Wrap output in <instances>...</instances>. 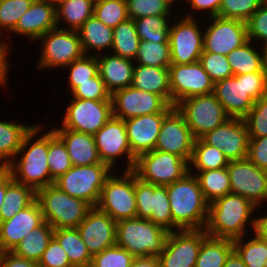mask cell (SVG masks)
I'll list each match as a JSON object with an SVG mask.
<instances>
[{"label": "cell", "instance_id": "6da1fadb", "mask_svg": "<svg viewBox=\"0 0 267 267\" xmlns=\"http://www.w3.org/2000/svg\"><path fill=\"white\" fill-rule=\"evenodd\" d=\"M257 209L241 195L230 193L219 197L208 204V217L204 230L215 238L232 241L242 238L247 236V224H251V231L255 232L256 216L253 215Z\"/></svg>", "mask_w": 267, "mask_h": 267}, {"label": "cell", "instance_id": "7a4b0ae2", "mask_svg": "<svg viewBox=\"0 0 267 267\" xmlns=\"http://www.w3.org/2000/svg\"><path fill=\"white\" fill-rule=\"evenodd\" d=\"M41 124L34 125L24 136L14 160L6 167L16 182L35 191L54 184L55 181L47 163L48 132L37 137L41 133L40 129L42 130Z\"/></svg>", "mask_w": 267, "mask_h": 267}, {"label": "cell", "instance_id": "3957f363", "mask_svg": "<svg viewBox=\"0 0 267 267\" xmlns=\"http://www.w3.org/2000/svg\"><path fill=\"white\" fill-rule=\"evenodd\" d=\"M165 186L172 214V232L204 229L209 203L204 199L195 174L189 171L176 182Z\"/></svg>", "mask_w": 267, "mask_h": 267}, {"label": "cell", "instance_id": "277c9868", "mask_svg": "<svg viewBox=\"0 0 267 267\" xmlns=\"http://www.w3.org/2000/svg\"><path fill=\"white\" fill-rule=\"evenodd\" d=\"M213 94L230 118L243 119L255 101L267 94V72L232 76L214 84Z\"/></svg>", "mask_w": 267, "mask_h": 267}, {"label": "cell", "instance_id": "5b68a950", "mask_svg": "<svg viewBox=\"0 0 267 267\" xmlns=\"http://www.w3.org/2000/svg\"><path fill=\"white\" fill-rule=\"evenodd\" d=\"M168 233L148 219H124L116 225V245L134 257H158L163 251Z\"/></svg>", "mask_w": 267, "mask_h": 267}, {"label": "cell", "instance_id": "8992f818", "mask_svg": "<svg viewBox=\"0 0 267 267\" xmlns=\"http://www.w3.org/2000/svg\"><path fill=\"white\" fill-rule=\"evenodd\" d=\"M44 221L54 229L77 228L92 206L51 184L36 191Z\"/></svg>", "mask_w": 267, "mask_h": 267}, {"label": "cell", "instance_id": "52a82bcc", "mask_svg": "<svg viewBox=\"0 0 267 267\" xmlns=\"http://www.w3.org/2000/svg\"><path fill=\"white\" fill-rule=\"evenodd\" d=\"M96 207L116 222L136 218L134 171L123 170L119 176L112 172L104 182Z\"/></svg>", "mask_w": 267, "mask_h": 267}, {"label": "cell", "instance_id": "ba28073f", "mask_svg": "<svg viewBox=\"0 0 267 267\" xmlns=\"http://www.w3.org/2000/svg\"><path fill=\"white\" fill-rule=\"evenodd\" d=\"M112 172L105 163L72 166L54 181V185L68 195L96 207L104 182Z\"/></svg>", "mask_w": 267, "mask_h": 267}, {"label": "cell", "instance_id": "9c48e42d", "mask_svg": "<svg viewBox=\"0 0 267 267\" xmlns=\"http://www.w3.org/2000/svg\"><path fill=\"white\" fill-rule=\"evenodd\" d=\"M38 41L41 43L37 65L39 70L62 69L85 55L79 34L75 30L56 27L43 34Z\"/></svg>", "mask_w": 267, "mask_h": 267}, {"label": "cell", "instance_id": "30bf717a", "mask_svg": "<svg viewBox=\"0 0 267 267\" xmlns=\"http://www.w3.org/2000/svg\"><path fill=\"white\" fill-rule=\"evenodd\" d=\"M133 171L145 182L165 186L188 173L189 163L176 154L154 149L136 158Z\"/></svg>", "mask_w": 267, "mask_h": 267}, {"label": "cell", "instance_id": "8fae6325", "mask_svg": "<svg viewBox=\"0 0 267 267\" xmlns=\"http://www.w3.org/2000/svg\"><path fill=\"white\" fill-rule=\"evenodd\" d=\"M175 107L196 139L230 118L213 93L186 98Z\"/></svg>", "mask_w": 267, "mask_h": 267}, {"label": "cell", "instance_id": "7c38bea8", "mask_svg": "<svg viewBox=\"0 0 267 267\" xmlns=\"http://www.w3.org/2000/svg\"><path fill=\"white\" fill-rule=\"evenodd\" d=\"M178 14L169 27L171 64H190L199 61L203 52L204 33L191 13ZM187 15V16H186ZM180 16V17H179ZM181 18V19H180Z\"/></svg>", "mask_w": 267, "mask_h": 267}, {"label": "cell", "instance_id": "4fadbf2b", "mask_svg": "<svg viewBox=\"0 0 267 267\" xmlns=\"http://www.w3.org/2000/svg\"><path fill=\"white\" fill-rule=\"evenodd\" d=\"M65 109L61 127L94 135L113 116L112 101L72 98Z\"/></svg>", "mask_w": 267, "mask_h": 267}, {"label": "cell", "instance_id": "5bb4252c", "mask_svg": "<svg viewBox=\"0 0 267 267\" xmlns=\"http://www.w3.org/2000/svg\"><path fill=\"white\" fill-rule=\"evenodd\" d=\"M93 137L102 163L114 169L116 161L126 156L124 170L134 169L136 157L129 146L124 120L112 116Z\"/></svg>", "mask_w": 267, "mask_h": 267}, {"label": "cell", "instance_id": "9a60e30c", "mask_svg": "<svg viewBox=\"0 0 267 267\" xmlns=\"http://www.w3.org/2000/svg\"><path fill=\"white\" fill-rule=\"evenodd\" d=\"M113 116L122 120L154 113H169L175 106L162 96L129 86L111 94Z\"/></svg>", "mask_w": 267, "mask_h": 267}, {"label": "cell", "instance_id": "2e32d148", "mask_svg": "<svg viewBox=\"0 0 267 267\" xmlns=\"http://www.w3.org/2000/svg\"><path fill=\"white\" fill-rule=\"evenodd\" d=\"M136 217L148 219L172 232V214L166 186L154 185L141 180L134 172Z\"/></svg>", "mask_w": 267, "mask_h": 267}, {"label": "cell", "instance_id": "e0dca14e", "mask_svg": "<svg viewBox=\"0 0 267 267\" xmlns=\"http://www.w3.org/2000/svg\"><path fill=\"white\" fill-rule=\"evenodd\" d=\"M204 229H185L169 232L163 251L159 254L160 267H195Z\"/></svg>", "mask_w": 267, "mask_h": 267}, {"label": "cell", "instance_id": "ac0fdd59", "mask_svg": "<svg viewBox=\"0 0 267 267\" xmlns=\"http://www.w3.org/2000/svg\"><path fill=\"white\" fill-rule=\"evenodd\" d=\"M227 169L232 194L245 197L257 208L267 201V171L248 158L229 161Z\"/></svg>", "mask_w": 267, "mask_h": 267}, {"label": "cell", "instance_id": "d6986e66", "mask_svg": "<svg viewBox=\"0 0 267 267\" xmlns=\"http://www.w3.org/2000/svg\"><path fill=\"white\" fill-rule=\"evenodd\" d=\"M171 105L198 95L213 93L214 83L199 61L169 67Z\"/></svg>", "mask_w": 267, "mask_h": 267}, {"label": "cell", "instance_id": "ffe728a7", "mask_svg": "<svg viewBox=\"0 0 267 267\" xmlns=\"http://www.w3.org/2000/svg\"><path fill=\"white\" fill-rule=\"evenodd\" d=\"M204 30L203 52L227 56L248 41L246 22L237 19L210 17Z\"/></svg>", "mask_w": 267, "mask_h": 267}, {"label": "cell", "instance_id": "44dd1931", "mask_svg": "<svg viewBox=\"0 0 267 267\" xmlns=\"http://www.w3.org/2000/svg\"><path fill=\"white\" fill-rule=\"evenodd\" d=\"M200 138L222 150L228 161L243 160L248 156L249 133L244 119L229 118Z\"/></svg>", "mask_w": 267, "mask_h": 267}, {"label": "cell", "instance_id": "7402d4cb", "mask_svg": "<svg viewBox=\"0 0 267 267\" xmlns=\"http://www.w3.org/2000/svg\"><path fill=\"white\" fill-rule=\"evenodd\" d=\"M195 140L183 115L174 107L164 117L154 149L176 154L189 163Z\"/></svg>", "mask_w": 267, "mask_h": 267}, {"label": "cell", "instance_id": "603a6c76", "mask_svg": "<svg viewBox=\"0 0 267 267\" xmlns=\"http://www.w3.org/2000/svg\"><path fill=\"white\" fill-rule=\"evenodd\" d=\"M117 222L97 207H92L77 227L81 239L93 256L116 245Z\"/></svg>", "mask_w": 267, "mask_h": 267}, {"label": "cell", "instance_id": "cb8c5ba5", "mask_svg": "<svg viewBox=\"0 0 267 267\" xmlns=\"http://www.w3.org/2000/svg\"><path fill=\"white\" fill-rule=\"evenodd\" d=\"M44 222L41 207L37 200L12 218L0 222V251L8 252L20 243L30 231Z\"/></svg>", "mask_w": 267, "mask_h": 267}, {"label": "cell", "instance_id": "d4e9b609", "mask_svg": "<svg viewBox=\"0 0 267 267\" xmlns=\"http://www.w3.org/2000/svg\"><path fill=\"white\" fill-rule=\"evenodd\" d=\"M56 27V4L34 0L30 8L20 17L11 36L16 34L37 42L43 34Z\"/></svg>", "mask_w": 267, "mask_h": 267}, {"label": "cell", "instance_id": "484cf974", "mask_svg": "<svg viewBox=\"0 0 267 267\" xmlns=\"http://www.w3.org/2000/svg\"><path fill=\"white\" fill-rule=\"evenodd\" d=\"M167 114L154 113L124 120L129 146L136 158L154 150L161 124Z\"/></svg>", "mask_w": 267, "mask_h": 267}, {"label": "cell", "instance_id": "4316f807", "mask_svg": "<svg viewBox=\"0 0 267 267\" xmlns=\"http://www.w3.org/2000/svg\"><path fill=\"white\" fill-rule=\"evenodd\" d=\"M52 130L65 144L73 166L102 163L93 135L67 128Z\"/></svg>", "mask_w": 267, "mask_h": 267}, {"label": "cell", "instance_id": "83f0119b", "mask_svg": "<svg viewBox=\"0 0 267 267\" xmlns=\"http://www.w3.org/2000/svg\"><path fill=\"white\" fill-rule=\"evenodd\" d=\"M98 73L105 83L107 90L114 91L129 87L133 81V69L135 62L111 53L96 55Z\"/></svg>", "mask_w": 267, "mask_h": 267}, {"label": "cell", "instance_id": "f1b7e54d", "mask_svg": "<svg viewBox=\"0 0 267 267\" xmlns=\"http://www.w3.org/2000/svg\"><path fill=\"white\" fill-rule=\"evenodd\" d=\"M134 88L162 96L171 105L170 78L168 68L135 64L133 69Z\"/></svg>", "mask_w": 267, "mask_h": 267}, {"label": "cell", "instance_id": "f546056e", "mask_svg": "<svg viewBox=\"0 0 267 267\" xmlns=\"http://www.w3.org/2000/svg\"><path fill=\"white\" fill-rule=\"evenodd\" d=\"M77 32L85 55H91V50L100 55L103 51L112 49L113 28L106 26L94 16L87 19Z\"/></svg>", "mask_w": 267, "mask_h": 267}, {"label": "cell", "instance_id": "4dcf8cb0", "mask_svg": "<svg viewBox=\"0 0 267 267\" xmlns=\"http://www.w3.org/2000/svg\"><path fill=\"white\" fill-rule=\"evenodd\" d=\"M36 200V191L16 182L6 168V193L0 210V222L12 218Z\"/></svg>", "mask_w": 267, "mask_h": 267}, {"label": "cell", "instance_id": "1f68e13d", "mask_svg": "<svg viewBox=\"0 0 267 267\" xmlns=\"http://www.w3.org/2000/svg\"><path fill=\"white\" fill-rule=\"evenodd\" d=\"M0 120V168H6L18 153L24 136L34 125Z\"/></svg>", "mask_w": 267, "mask_h": 267}, {"label": "cell", "instance_id": "d6a6232c", "mask_svg": "<svg viewBox=\"0 0 267 267\" xmlns=\"http://www.w3.org/2000/svg\"><path fill=\"white\" fill-rule=\"evenodd\" d=\"M94 4V0H61L56 4L57 27L77 31L93 16ZM64 22L66 26L61 27Z\"/></svg>", "mask_w": 267, "mask_h": 267}, {"label": "cell", "instance_id": "836d02e7", "mask_svg": "<svg viewBox=\"0 0 267 267\" xmlns=\"http://www.w3.org/2000/svg\"><path fill=\"white\" fill-rule=\"evenodd\" d=\"M254 44L256 43L248 40L227 55L233 76L253 72H267L264 67L263 50L261 48L256 49L257 47Z\"/></svg>", "mask_w": 267, "mask_h": 267}, {"label": "cell", "instance_id": "e575fe53", "mask_svg": "<svg viewBox=\"0 0 267 267\" xmlns=\"http://www.w3.org/2000/svg\"><path fill=\"white\" fill-rule=\"evenodd\" d=\"M53 237L54 228L44 221L35 230L30 231L12 252L38 263Z\"/></svg>", "mask_w": 267, "mask_h": 267}, {"label": "cell", "instance_id": "d590c367", "mask_svg": "<svg viewBox=\"0 0 267 267\" xmlns=\"http://www.w3.org/2000/svg\"><path fill=\"white\" fill-rule=\"evenodd\" d=\"M54 238L65 250L72 267H90L92 255L77 228L54 229Z\"/></svg>", "mask_w": 267, "mask_h": 267}, {"label": "cell", "instance_id": "8d00e7d4", "mask_svg": "<svg viewBox=\"0 0 267 267\" xmlns=\"http://www.w3.org/2000/svg\"><path fill=\"white\" fill-rule=\"evenodd\" d=\"M233 250L232 240L207 235L202 240L195 267H223Z\"/></svg>", "mask_w": 267, "mask_h": 267}, {"label": "cell", "instance_id": "74e56055", "mask_svg": "<svg viewBox=\"0 0 267 267\" xmlns=\"http://www.w3.org/2000/svg\"><path fill=\"white\" fill-rule=\"evenodd\" d=\"M189 171L197 177L204 199L208 203L231 193L230 176L227 167L200 172H194L189 168Z\"/></svg>", "mask_w": 267, "mask_h": 267}, {"label": "cell", "instance_id": "f35d334b", "mask_svg": "<svg viewBox=\"0 0 267 267\" xmlns=\"http://www.w3.org/2000/svg\"><path fill=\"white\" fill-rule=\"evenodd\" d=\"M140 41L134 20L128 18L113 28L112 53L134 61Z\"/></svg>", "mask_w": 267, "mask_h": 267}, {"label": "cell", "instance_id": "ab89813d", "mask_svg": "<svg viewBox=\"0 0 267 267\" xmlns=\"http://www.w3.org/2000/svg\"><path fill=\"white\" fill-rule=\"evenodd\" d=\"M228 159L219 148L206 144L201 138L194 142L192 158L189 162V168L197 170L221 169L228 166Z\"/></svg>", "mask_w": 267, "mask_h": 267}, {"label": "cell", "instance_id": "60d3db41", "mask_svg": "<svg viewBox=\"0 0 267 267\" xmlns=\"http://www.w3.org/2000/svg\"><path fill=\"white\" fill-rule=\"evenodd\" d=\"M250 235V240H244L245 236L234 240V250L246 267H267V242L255 232Z\"/></svg>", "mask_w": 267, "mask_h": 267}, {"label": "cell", "instance_id": "b9f144b4", "mask_svg": "<svg viewBox=\"0 0 267 267\" xmlns=\"http://www.w3.org/2000/svg\"><path fill=\"white\" fill-rule=\"evenodd\" d=\"M171 15L146 16L134 19L136 31L141 41L169 43Z\"/></svg>", "mask_w": 267, "mask_h": 267}, {"label": "cell", "instance_id": "7bdbcfd3", "mask_svg": "<svg viewBox=\"0 0 267 267\" xmlns=\"http://www.w3.org/2000/svg\"><path fill=\"white\" fill-rule=\"evenodd\" d=\"M135 64L168 68L171 65V50L169 43L140 41Z\"/></svg>", "mask_w": 267, "mask_h": 267}, {"label": "cell", "instance_id": "ee69618b", "mask_svg": "<svg viewBox=\"0 0 267 267\" xmlns=\"http://www.w3.org/2000/svg\"><path fill=\"white\" fill-rule=\"evenodd\" d=\"M47 163L50 175L54 180L73 166L65 144L53 130L48 131Z\"/></svg>", "mask_w": 267, "mask_h": 267}, {"label": "cell", "instance_id": "f6af8a7d", "mask_svg": "<svg viewBox=\"0 0 267 267\" xmlns=\"http://www.w3.org/2000/svg\"><path fill=\"white\" fill-rule=\"evenodd\" d=\"M93 16L106 26L115 28L128 19L126 0H101L95 2Z\"/></svg>", "mask_w": 267, "mask_h": 267}, {"label": "cell", "instance_id": "bcb514c9", "mask_svg": "<svg viewBox=\"0 0 267 267\" xmlns=\"http://www.w3.org/2000/svg\"><path fill=\"white\" fill-rule=\"evenodd\" d=\"M69 69L70 94L78 87V83L88 82L89 79L98 74V62L95 54L84 55L78 60L66 66Z\"/></svg>", "mask_w": 267, "mask_h": 267}, {"label": "cell", "instance_id": "7dc6e473", "mask_svg": "<svg viewBox=\"0 0 267 267\" xmlns=\"http://www.w3.org/2000/svg\"><path fill=\"white\" fill-rule=\"evenodd\" d=\"M127 14L130 19L146 16L172 15L171 0H126Z\"/></svg>", "mask_w": 267, "mask_h": 267}, {"label": "cell", "instance_id": "c3c4849f", "mask_svg": "<svg viewBox=\"0 0 267 267\" xmlns=\"http://www.w3.org/2000/svg\"><path fill=\"white\" fill-rule=\"evenodd\" d=\"M34 0H0V37L11 33ZM4 31V32H3Z\"/></svg>", "mask_w": 267, "mask_h": 267}, {"label": "cell", "instance_id": "681fc988", "mask_svg": "<svg viewBox=\"0 0 267 267\" xmlns=\"http://www.w3.org/2000/svg\"><path fill=\"white\" fill-rule=\"evenodd\" d=\"M262 4V0H222L218 17L247 22Z\"/></svg>", "mask_w": 267, "mask_h": 267}, {"label": "cell", "instance_id": "f907efd6", "mask_svg": "<svg viewBox=\"0 0 267 267\" xmlns=\"http://www.w3.org/2000/svg\"><path fill=\"white\" fill-rule=\"evenodd\" d=\"M243 119L247 126L249 138L267 136V94L255 101Z\"/></svg>", "mask_w": 267, "mask_h": 267}, {"label": "cell", "instance_id": "816d5d0a", "mask_svg": "<svg viewBox=\"0 0 267 267\" xmlns=\"http://www.w3.org/2000/svg\"><path fill=\"white\" fill-rule=\"evenodd\" d=\"M134 259L126 249L114 245L93 255L90 267H131Z\"/></svg>", "mask_w": 267, "mask_h": 267}, {"label": "cell", "instance_id": "f5cc1de1", "mask_svg": "<svg viewBox=\"0 0 267 267\" xmlns=\"http://www.w3.org/2000/svg\"><path fill=\"white\" fill-rule=\"evenodd\" d=\"M199 62L214 84L233 76L228 58L225 55L202 52Z\"/></svg>", "mask_w": 267, "mask_h": 267}, {"label": "cell", "instance_id": "db71d44e", "mask_svg": "<svg viewBox=\"0 0 267 267\" xmlns=\"http://www.w3.org/2000/svg\"><path fill=\"white\" fill-rule=\"evenodd\" d=\"M70 96L72 98L90 99L95 101L111 100V93L107 90L99 73L95 77L89 79L88 82L78 83V87Z\"/></svg>", "mask_w": 267, "mask_h": 267}, {"label": "cell", "instance_id": "11a10c76", "mask_svg": "<svg viewBox=\"0 0 267 267\" xmlns=\"http://www.w3.org/2000/svg\"><path fill=\"white\" fill-rule=\"evenodd\" d=\"M248 40L267 43V3H263L246 22Z\"/></svg>", "mask_w": 267, "mask_h": 267}, {"label": "cell", "instance_id": "9f6ffc18", "mask_svg": "<svg viewBox=\"0 0 267 267\" xmlns=\"http://www.w3.org/2000/svg\"><path fill=\"white\" fill-rule=\"evenodd\" d=\"M44 267H72L65 250L53 237L38 262Z\"/></svg>", "mask_w": 267, "mask_h": 267}, {"label": "cell", "instance_id": "6f0895ef", "mask_svg": "<svg viewBox=\"0 0 267 267\" xmlns=\"http://www.w3.org/2000/svg\"><path fill=\"white\" fill-rule=\"evenodd\" d=\"M247 158L258 168L267 171V136L249 138Z\"/></svg>", "mask_w": 267, "mask_h": 267}, {"label": "cell", "instance_id": "680465c9", "mask_svg": "<svg viewBox=\"0 0 267 267\" xmlns=\"http://www.w3.org/2000/svg\"><path fill=\"white\" fill-rule=\"evenodd\" d=\"M0 267H38V263L8 251L0 252Z\"/></svg>", "mask_w": 267, "mask_h": 267}, {"label": "cell", "instance_id": "91938a15", "mask_svg": "<svg viewBox=\"0 0 267 267\" xmlns=\"http://www.w3.org/2000/svg\"><path fill=\"white\" fill-rule=\"evenodd\" d=\"M186 3L188 2L191 9L197 10V12L205 11L208 13V17H215L219 14V9L222 3V0H185Z\"/></svg>", "mask_w": 267, "mask_h": 267}, {"label": "cell", "instance_id": "94428289", "mask_svg": "<svg viewBox=\"0 0 267 267\" xmlns=\"http://www.w3.org/2000/svg\"><path fill=\"white\" fill-rule=\"evenodd\" d=\"M1 40V37H0ZM11 44H9V42H6V40L4 41H0V86H6L8 83V73H9V66L10 63L8 62V53H11L9 51H11Z\"/></svg>", "mask_w": 267, "mask_h": 267}, {"label": "cell", "instance_id": "6125c7cd", "mask_svg": "<svg viewBox=\"0 0 267 267\" xmlns=\"http://www.w3.org/2000/svg\"><path fill=\"white\" fill-rule=\"evenodd\" d=\"M131 267H160L158 257H135Z\"/></svg>", "mask_w": 267, "mask_h": 267}, {"label": "cell", "instance_id": "be15d7a7", "mask_svg": "<svg viewBox=\"0 0 267 267\" xmlns=\"http://www.w3.org/2000/svg\"><path fill=\"white\" fill-rule=\"evenodd\" d=\"M256 216L255 233L267 242V215Z\"/></svg>", "mask_w": 267, "mask_h": 267}, {"label": "cell", "instance_id": "e7e4bbea", "mask_svg": "<svg viewBox=\"0 0 267 267\" xmlns=\"http://www.w3.org/2000/svg\"><path fill=\"white\" fill-rule=\"evenodd\" d=\"M223 267H246V265L243 263L237 252L233 250L228 256Z\"/></svg>", "mask_w": 267, "mask_h": 267}, {"label": "cell", "instance_id": "03108f58", "mask_svg": "<svg viewBox=\"0 0 267 267\" xmlns=\"http://www.w3.org/2000/svg\"><path fill=\"white\" fill-rule=\"evenodd\" d=\"M6 193V168H0V210Z\"/></svg>", "mask_w": 267, "mask_h": 267}, {"label": "cell", "instance_id": "003e7915", "mask_svg": "<svg viewBox=\"0 0 267 267\" xmlns=\"http://www.w3.org/2000/svg\"><path fill=\"white\" fill-rule=\"evenodd\" d=\"M261 48L263 50L264 67H265V70L267 71V43H265L264 45H261Z\"/></svg>", "mask_w": 267, "mask_h": 267}, {"label": "cell", "instance_id": "a7ac6f4b", "mask_svg": "<svg viewBox=\"0 0 267 267\" xmlns=\"http://www.w3.org/2000/svg\"><path fill=\"white\" fill-rule=\"evenodd\" d=\"M43 1H47V2H51V3L57 4L61 0H43Z\"/></svg>", "mask_w": 267, "mask_h": 267}]
</instances>
